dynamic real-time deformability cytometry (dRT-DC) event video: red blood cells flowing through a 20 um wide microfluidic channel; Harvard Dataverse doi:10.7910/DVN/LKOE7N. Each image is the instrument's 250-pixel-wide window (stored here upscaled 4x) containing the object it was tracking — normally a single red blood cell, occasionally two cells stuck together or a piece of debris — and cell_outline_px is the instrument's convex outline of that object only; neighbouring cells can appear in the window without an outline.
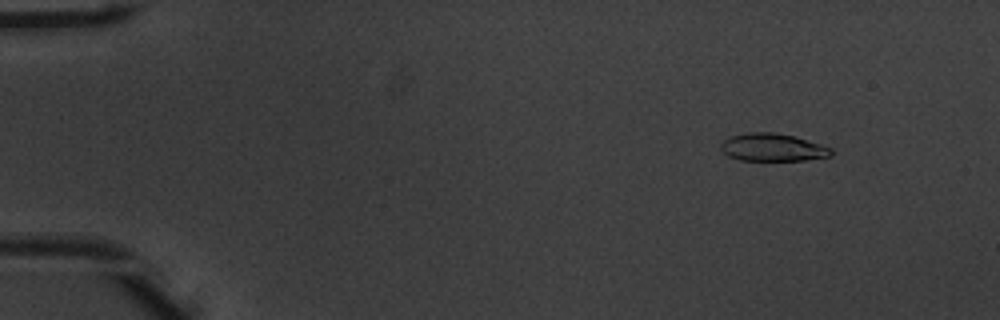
{"species": "common noctule bat (a hibernating species)", "species_latin": "Nyctalus noctula", "temperature_condition": "warm", "stored_images_in_passage": 53, "camera_frame_rate_fps": 3000, "um_per_image_px": 0.085, "animal": {"sex": "male", "body_mass_g": 20.1, "forearm_length_mm": 53.5}, "frame": {"image": 1, "passage_image": 7, "time_ms": 2.0, "image_size_px": [1000, 320], "cell_outline_px": [[832, 156], [804, 160], [740, 160], [728, 156], [720, 148], [720, 144], [724, 140], [732, 136], [748, 132], [772, 132], [792, 136], [820, 144], [832, 148]], "centroid_in_image_um": [65.66, 12.53], "position_along_channel_um": 19.3, "area_um2": 17.63}}
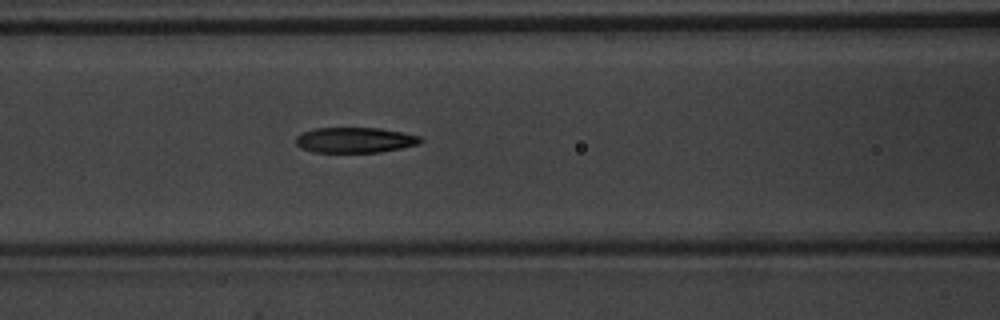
{"frame": {"image": 2, "passage_image": 24, "time_ms": 7.667, "image_size_px": [1000, 320], "cell_outline_px": [[424, 140], [420, 144], [380, 152], [312, 152], [300, 148], [296, 144], [296, 136], [304, 132], [316, 128], [380, 128], [420, 136]], "centroid_in_image_um": [30.17, 11.91], "position_along_channel_um": 136.4, "area_um2": 18.44}}
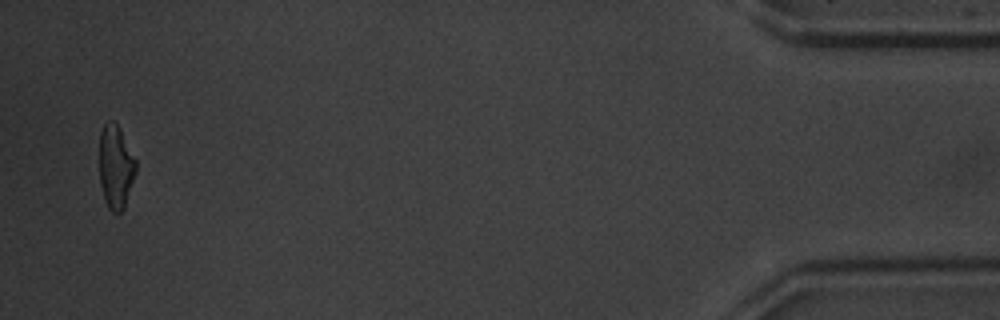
{"frame": {"image": 3, "passage_image": 52, "time_ms": 17.0, "image_size_px": [1000, 320], "cell_outline_px": [[136, 172], [124, 208], [120, 212], [112, 212], [108, 208], [104, 200], [100, 184], [100, 132], [104, 124], [108, 120], [112, 120], [120, 128], [136, 160]], "centroid_in_image_um": [9.83, 14.18], "position_along_channel_um": 425.4, "area_um2": 17.8}, "authors_computed_cell_mechanics": {"area_um2": 18.8428, "velocity_mm_per_s": 3.9403, "shape_relaxation_time_tau1_ms": 3.5412, "shape_relaxation_time_tau2_ms": 2.7658, "deformation_change_tau1": 0.1649, "deformation_change_tau2": 0.1142}}